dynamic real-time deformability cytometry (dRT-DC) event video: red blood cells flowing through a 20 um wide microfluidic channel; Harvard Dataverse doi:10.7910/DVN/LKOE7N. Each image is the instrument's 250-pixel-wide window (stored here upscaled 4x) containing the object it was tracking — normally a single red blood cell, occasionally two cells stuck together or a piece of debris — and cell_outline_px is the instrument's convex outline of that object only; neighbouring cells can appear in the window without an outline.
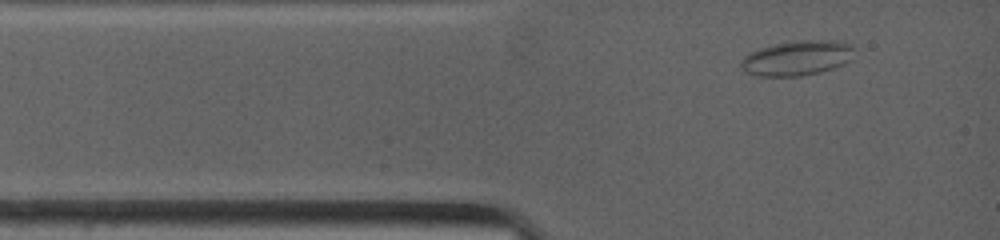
{"species": "common noctule bat (a hibernating species)", "species_latin": "Nyctalus noctula", "temperature_condition": "warm", "stored_images_in_passage": 4, "camera_frame_rate_fps": 4500, "um_per_image_px": 0.085, "animal": {"sex": "female", "body_mass_g": 19.0, "forearm_length_mm": 53.3}, "frame": {"image": 1, "passage_image": 2, "time_ms": 0.889, "image_size_px": [1000, 240], "cell_outline_px": [[852, 60], [844, 64], [820, 72], [800, 76], [756, 76], [748, 72], [740, 64], [740, 60], [748, 52], [760, 48], [776, 44], [796, 40], [844, 40], [852, 44]], "centroid_in_image_um": [67.78, 4.92], "position_along_channel_um": 17.2, "area_um2": 23.18}}
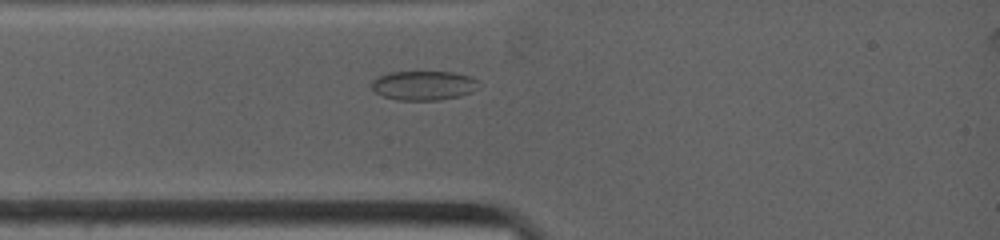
{"frame": {"image": 2, "passage_image": 4, "time_ms": 2.222, "image_size_px": [1000, 240], "cell_outline_px": [[476, 88], [472, 92], [460, 96], [440, 100], [396, 100], [384, 96], [376, 92], [372, 88], [372, 80], [388, 72], [452, 72], [468, 76], [476, 80]], "centroid_in_image_um": [35.98, 7.27], "position_along_channel_um": 49.0, "area_um2": 18.09}}